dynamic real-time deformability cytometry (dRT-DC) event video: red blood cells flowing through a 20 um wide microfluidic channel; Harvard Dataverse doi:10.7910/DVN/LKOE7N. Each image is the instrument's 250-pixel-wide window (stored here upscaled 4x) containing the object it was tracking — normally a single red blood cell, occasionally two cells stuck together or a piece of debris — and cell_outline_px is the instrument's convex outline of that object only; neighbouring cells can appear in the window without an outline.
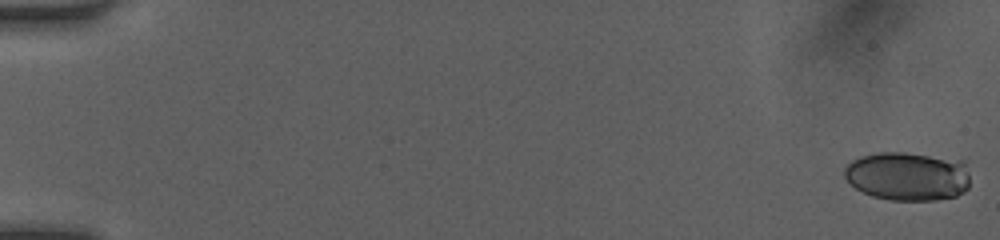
{"species": "human", "species_latin": "Homo sapiens", "temperature_condition": "room temperature", "stored_images_in_passage": 19, "camera_frame_rate_fps": 3000, "um_per_image_px": 0.085, "donor": {"sex": "female"}, "frame": {"image": 1, "passage_image": 1, "time_ms": 0.0, "image_size_px": [1000, 240], "cell_outline_px": [[968, 188], [964, 192], [956, 196], [936, 200], [892, 200], [872, 196], [856, 188], [844, 176], [844, 168], [852, 160], [860, 156], [880, 152], [904, 152], [964, 160], [968, 172]], "centroid_in_image_um": [77.17, 14.97], "position_along_channel_um": 7.8, "area_um2": 35.84}}
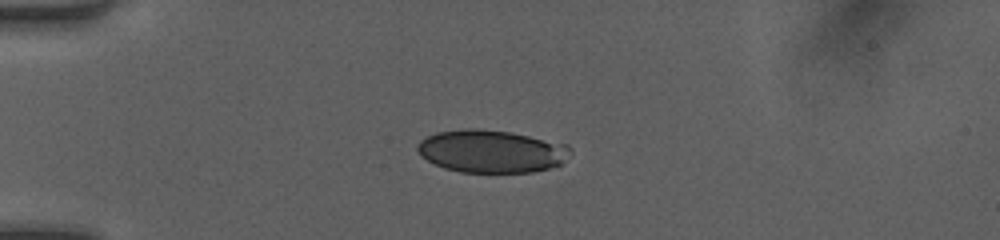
{"frame": {"image": 2, "passage_image": 14, "time_ms": 4.333, "image_size_px": [1000, 240], "cell_outline_px": [[572, 152], [560, 164], [548, 168], [532, 172], [460, 172], [444, 168], [420, 156], [416, 148], [416, 144], [420, 140], [436, 132], [464, 128], [480, 128], [512, 132], [568, 144], [572, 148]], "centroid_in_image_um": [41.76, 12.84], "position_along_channel_um": 43.2, "area_um2": 38.32}}